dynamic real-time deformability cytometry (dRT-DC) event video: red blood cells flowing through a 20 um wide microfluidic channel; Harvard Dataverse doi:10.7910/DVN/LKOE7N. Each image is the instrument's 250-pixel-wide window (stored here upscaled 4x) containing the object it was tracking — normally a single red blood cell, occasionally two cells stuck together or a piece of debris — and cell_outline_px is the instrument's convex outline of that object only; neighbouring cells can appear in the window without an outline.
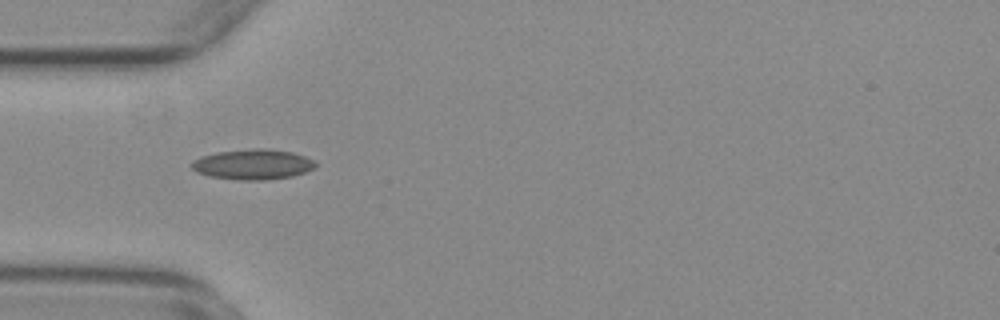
{"species": "common noctule bat (a hibernating species)", "species_latin": "Nyctalus noctula", "temperature_condition": "warm", "stored_images_in_passage": 36, "camera_frame_rate_fps": 3000, "um_per_image_px": 0.085, "animal": {"sex": "female", "body_mass_g": 29.2, "forearm_length_mm": 56.3}, "frame": {"image": 1, "passage_image": 2, "time_ms": 0.333, "image_size_px": [1000, 320], "cell_outline_px": [[316, 164], [312, 168], [304, 172], [292, 176], [264, 180], [240, 180], [208, 176], [196, 172], [192, 168], [192, 160], [200, 156], [216, 152], [252, 148], [268, 148], [292, 152], [304, 156], [312, 160]], "centroid_in_image_um": [21.44, 13.96], "position_along_channel_um": 63.6, "area_um2": 21.85}}
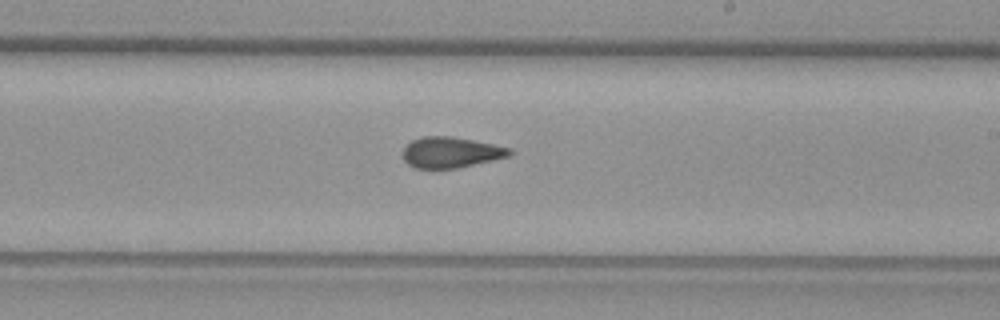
{"frame": {"image": 2, "passage_image": 17, "time_ms": 5.333, "image_size_px": [1000, 320], "cell_outline_px": [[512, 156], [460, 168], [412, 168], [400, 156], [404, 148], [412, 140], [424, 136], [452, 136], [512, 148]], "centroid_in_image_um": [38.33, 12.96], "position_along_channel_um": 250.7, "area_um2": 19.42}}
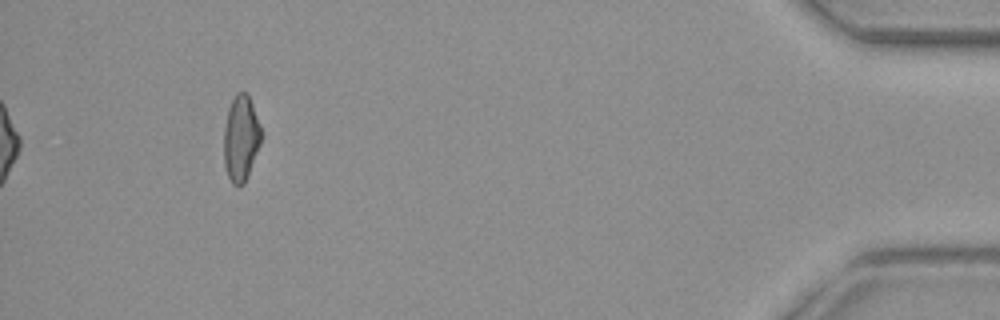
{"frame": {"image": 3, "passage_image": 36, "time_ms": 11.667, "image_size_px": [1000, 320], "cell_outline_px": [[264, 136], [248, 176], [244, 184], [232, 184], [228, 176], [224, 164], [224, 128], [228, 108], [236, 92], [248, 92], [260, 124]], "centroid_in_image_um": [20.5, 11.73], "position_along_channel_um": 414.7, "area_um2": 19.02}, "authors_computed_cell_mechanics": {"area_um2": 19.5942, "velocity_mm_per_s": 3.745, "shape_relaxation_time_tau1_ms": null, "shape_relaxation_time_tau2_ms": 2.0905, "deformation_change_tau1": null, "deformation_change_tau2": 0.0847}}